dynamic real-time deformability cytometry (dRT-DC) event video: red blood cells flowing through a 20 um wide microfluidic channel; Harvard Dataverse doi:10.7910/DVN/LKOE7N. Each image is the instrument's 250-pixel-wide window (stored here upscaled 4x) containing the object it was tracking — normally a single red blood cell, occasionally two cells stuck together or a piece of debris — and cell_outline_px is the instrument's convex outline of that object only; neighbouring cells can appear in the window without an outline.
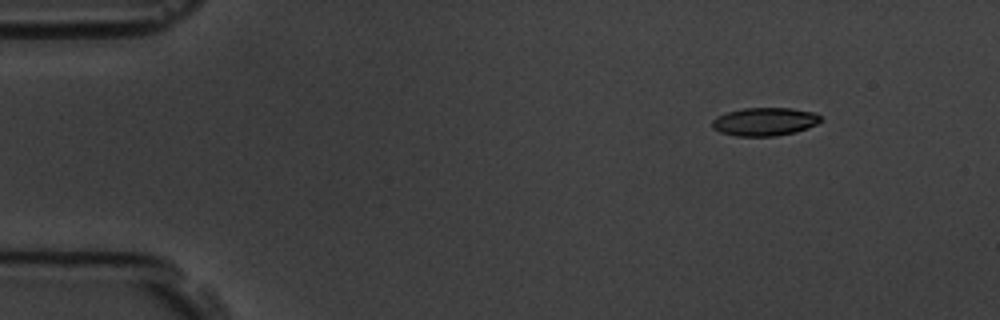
{"species": "common noctule bat (a hibernating species)", "species_latin": "Nyctalus noctula", "temperature_condition": "room temperature", "stored_images_in_passage": 8, "camera_frame_rate_fps": 3000, "um_per_image_px": 0.085, "animal": {"sex": "male", "body_mass_g": 19.5, "forearm_length_mm": 54.6}, "frame": {"image": 1, "passage_image": 1, "time_ms": 0.0, "image_size_px": [1000, 320], "cell_outline_px": [[820, 120], [816, 124], [796, 132], [776, 136], [736, 136], [720, 132], [712, 128], [712, 120], [716, 116], [728, 112], [744, 108], [792, 108], [816, 112], [820, 116]], "centroid_in_image_um": [64.98, 10.34], "position_along_channel_um": 20.0, "area_um2": 17.86}}
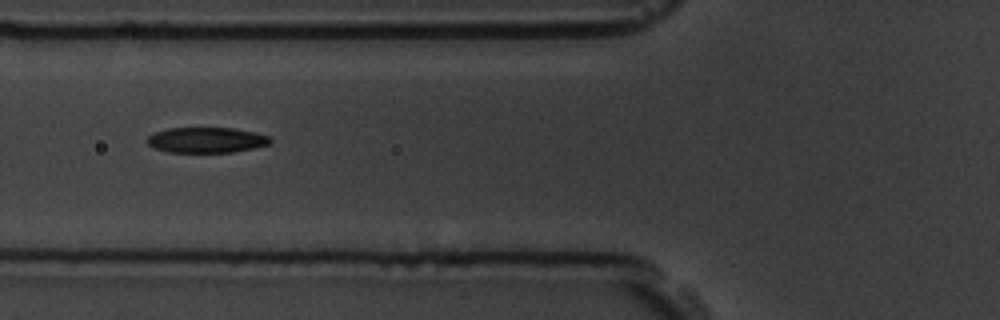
{"frame": {"image": 2, "passage_image": 5, "time_ms": 4.667, "image_size_px": [1000, 320], "cell_outline_px": [[272, 140], [268, 144], [252, 148], [232, 152], [168, 152], [156, 148], [148, 144], [144, 140], [148, 136], [156, 132], [168, 128], [232, 128], [256, 132], [268, 136]], "centroid_in_image_um": [17.52, 11.9], "position_along_channel_um": 108.3, "area_um2": 18.15}}
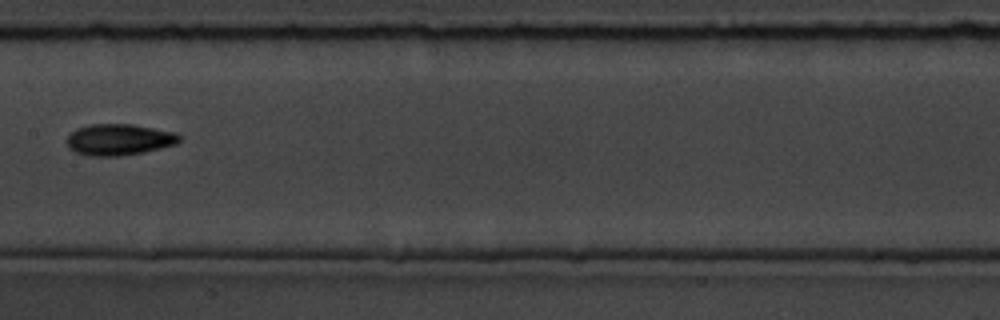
{"frame": {"image": 3, "passage_image": 7, "time_ms": 7.0, "image_size_px": [1000, 320], "cell_outline_px": [[180, 140], [176, 144], [144, 152], [120, 156], [88, 156], [76, 152], [68, 148], [68, 136], [76, 128], [88, 124], [132, 124], [176, 132], [180, 136]], "centroid_in_image_um": [10.11, 11.86], "position_along_channel_um": 197.3, "area_um2": 20.58}}